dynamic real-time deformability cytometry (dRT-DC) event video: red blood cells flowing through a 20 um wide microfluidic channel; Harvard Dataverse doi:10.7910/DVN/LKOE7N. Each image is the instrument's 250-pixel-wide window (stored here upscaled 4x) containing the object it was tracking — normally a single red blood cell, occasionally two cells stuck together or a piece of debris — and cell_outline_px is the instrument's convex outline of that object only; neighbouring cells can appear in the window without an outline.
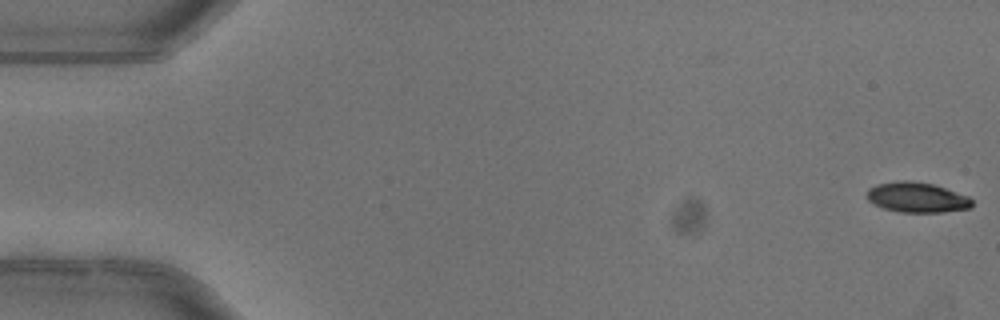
{"species": "common noctule bat (a hibernating species)", "species_latin": "Nyctalus noctula", "temperature_condition": "warm", "stored_images_in_passage": 2, "camera_frame_rate_fps": 3000, "um_per_image_px": 0.085, "animal": {"sex": "female"}, "frame": {"image": 1, "passage_image": 2, "time_ms": 0.333, "image_size_px": [1000, 320], "cell_outline_px": [[972, 208], [944, 212], [900, 212], [884, 208], [872, 204], [868, 200], [868, 188], [876, 184], [900, 180], [912, 180], [932, 184], [968, 196], [972, 200]], "centroid_in_image_um": [77.93, 16.78], "position_along_channel_um": 7.1, "area_um2": 18.5}}